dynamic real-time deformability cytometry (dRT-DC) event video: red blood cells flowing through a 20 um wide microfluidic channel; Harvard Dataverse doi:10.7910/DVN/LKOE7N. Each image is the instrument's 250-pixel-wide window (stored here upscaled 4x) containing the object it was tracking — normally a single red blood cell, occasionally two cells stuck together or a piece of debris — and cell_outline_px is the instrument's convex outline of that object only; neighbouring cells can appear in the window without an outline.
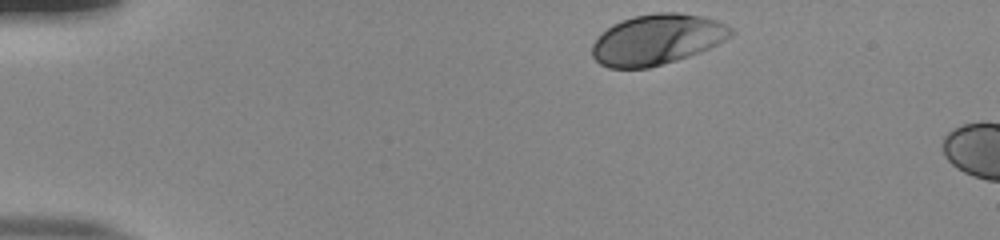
{"species": "human", "species_latin": "Homo sapiens", "temperature_condition": "room temperature", "stored_images_in_passage": 6, "camera_frame_rate_fps": 3000, "um_per_image_px": 0.085, "donor": {"sex": "male"}, "frame": {"image": 1, "passage_image": 1, "time_ms": 0.0, "image_size_px": [1000, 240], "cell_outline_px": [[732, 36], [700, 52], [676, 60], [648, 68], [608, 68], [600, 64], [592, 56], [592, 44], [600, 32], [612, 24], [632, 16], [656, 12], [680, 12], [700, 16], [716, 20], [732, 28]], "centroid_in_image_um": [55.8, 3.35], "position_along_channel_um": 29.2, "area_um2": 40.86}}